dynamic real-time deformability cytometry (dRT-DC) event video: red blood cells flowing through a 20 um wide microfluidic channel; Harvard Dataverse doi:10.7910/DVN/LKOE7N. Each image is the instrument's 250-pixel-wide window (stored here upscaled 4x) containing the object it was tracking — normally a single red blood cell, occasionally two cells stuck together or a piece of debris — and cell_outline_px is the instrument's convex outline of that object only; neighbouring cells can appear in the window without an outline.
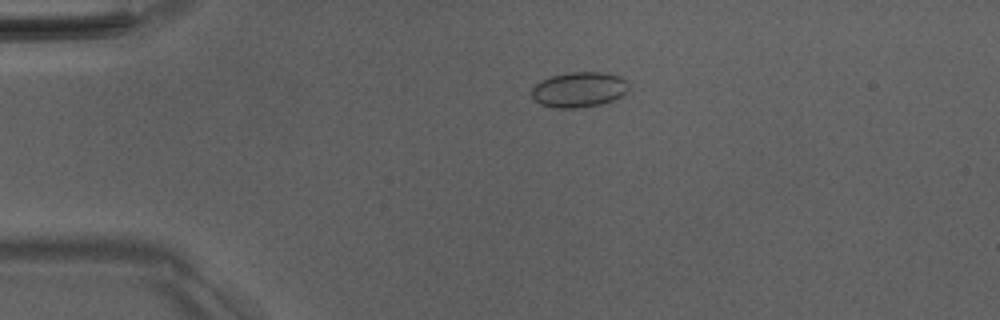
{"species": "Egyptian fruit bat (a non-hibernating species)", "species_latin": "Rousettus aegyptiacus", "temperature_condition": "room temperature", "stored_images_in_passage": 41, "camera_frame_rate_fps": 3000, "um_per_image_px": 0.085, "animal": {"sex": "male"}, "frame": {"image": 1, "passage_image": 1, "time_ms": 0.0, "image_size_px": [1000, 320], "cell_outline_px": [[628, 88], [620, 96], [612, 100], [600, 104], [576, 108], [556, 108], [540, 104], [532, 96], [532, 88], [540, 80], [552, 76], [568, 72], [604, 72], [620, 76], [628, 84]], "centroid_in_image_um": [49.19, 7.61], "position_along_channel_um": 35.8, "area_um2": 19.77}}
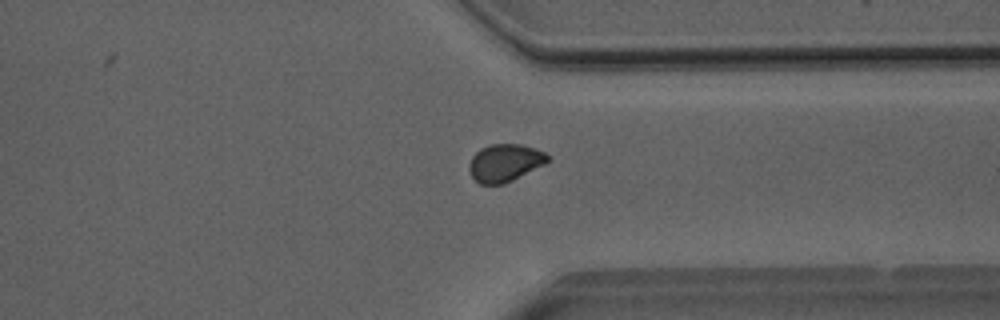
{"frame": {"image": 2, "passage_image": 29, "time_ms": 9.333, "image_size_px": [1000, 320], "cell_outline_px": [[548, 160], [544, 164], [504, 184], [480, 184], [472, 176], [468, 168], [468, 164], [472, 156], [480, 148], [488, 144], [520, 144], [536, 148], [544, 152], [548, 156]], "centroid_in_image_um": [42.88, 13.82], "position_along_channel_um": 368.5, "area_um2": 17.11}}
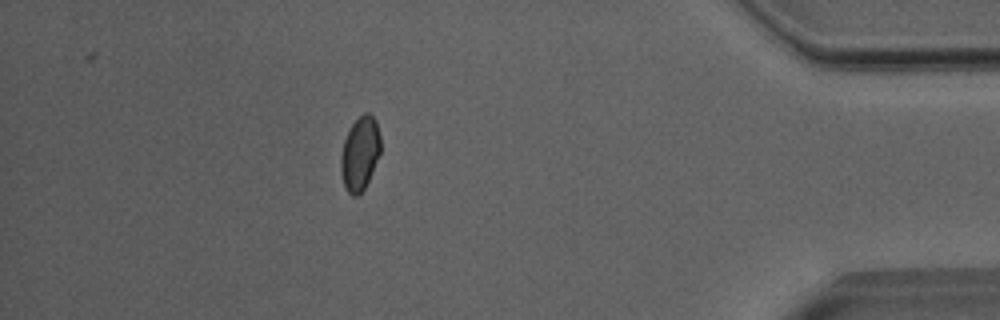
{"frame": {"image": 3, "passage_image": 35, "time_ms": 11.333, "image_size_px": [1000, 320], "cell_outline_px": [[380, 152], [372, 172], [364, 188], [356, 196], [352, 196], [348, 192], [344, 184], [340, 172], [340, 156], [344, 140], [352, 124], [364, 112], [368, 112], [376, 120], [380, 136]], "centroid_in_image_um": [30.58, 13.04], "position_along_channel_um": 404.6, "area_um2": 16.94}, "authors_computed_cell_mechanics": {"area_um2": 17.2244, "velocity_mm_per_s": 4.0294, "shape_relaxation_time_tau1_ms": null, "shape_relaxation_time_tau2_ms": 1.8464, "deformation_change_tau1": null, "deformation_change_tau2": 0.0332}}